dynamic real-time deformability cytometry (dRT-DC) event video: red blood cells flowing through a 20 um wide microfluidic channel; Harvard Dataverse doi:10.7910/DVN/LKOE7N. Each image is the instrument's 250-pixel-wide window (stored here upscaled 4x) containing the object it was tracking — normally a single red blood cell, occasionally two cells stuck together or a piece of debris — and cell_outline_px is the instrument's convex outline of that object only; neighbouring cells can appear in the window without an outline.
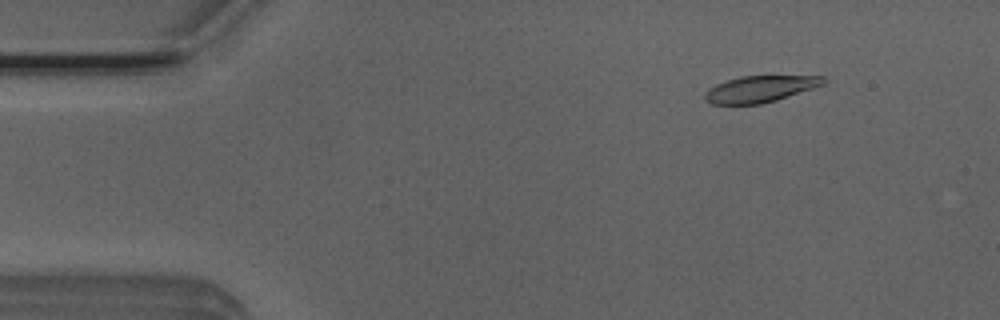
{"species": "Egyptian fruit bat (a non-hibernating species)", "species_latin": "Rousettus aegyptiacus", "temperature_condition": "room temperature", "stored_images_in_passage": 48, "camera_frame_rate_fps": 3000, "um_per_image_px": 0.085, "animal": {"sex": "male"}, "frame": {"image": 1, "passage_image": 6, "time_ms": 1.667, "image_size_px": [1000, 320], "cell_outline_px": [[828, 80], [824, 84], [776, 100], [760, 104], [708, 104], [704, 100], [704, 92], [708, 88], [716, 84], [740, 76], [824, 76]], "centroid_in_image_um": [64.56, 7.56], "position_along_channel_um": 20.4, "area_um2": 18.26}}
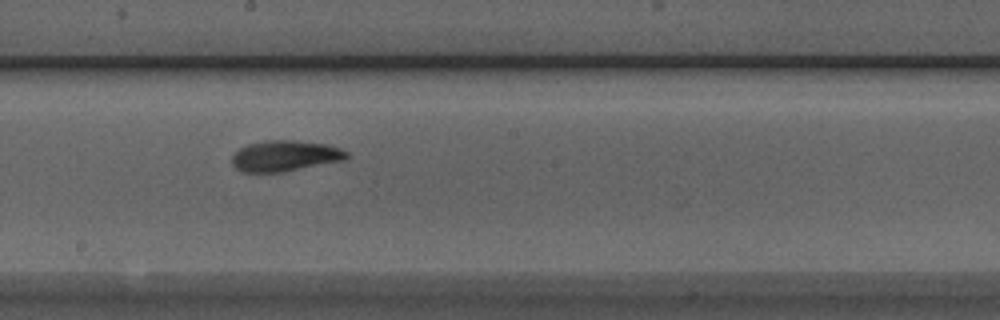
{"frame": {"image": 2, "passage_image": 28, "time_ms": 9.0, "image_size_px": [1000, 320], "cell_outline_px": [[352, 156], [344, 160], [284, 172], [240, 172], [232, 164], [232, 152], [248, 144], [268, 140], [296, 140], [328, 144], [340, 148], [348, 152]], "centroid_in_image_um": [24.24, 13.25], "position_along_channel_um": 224.0, "area_um2": 20.92}}
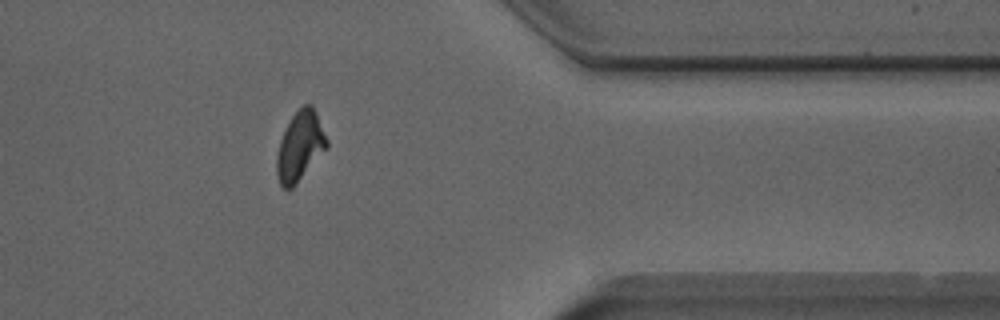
{"frame": {"image": 3, "passage_image": 42, "time_ms": 13.667, "image_size_px": [1000, 320], "cell_outline_px": [[328, 148], [296, 184], [292, 188], [284, 188], [280, 184], [276, 172], [276, 156], [280, 140], [284, 128], [292, 116], [304, 104], [312, 104], [316, 112], [328, 140]], "centroid_in_image_um": [25.5, 12.42], "position_along_channel_um": 385.9, "area_um2": 20.35}, "authors_computed_cell_mechanics": {"area_um2": 20.2878, "velocity_mm_per_s": 3.8783, "shape_relaxation_time_tau1_ms": 4.4042, "shape_relaxation_time_tau2_ms": 1.6481, "deformation_change_tau1": 0.1472, "deformation_change_tau2": 0.0649}}